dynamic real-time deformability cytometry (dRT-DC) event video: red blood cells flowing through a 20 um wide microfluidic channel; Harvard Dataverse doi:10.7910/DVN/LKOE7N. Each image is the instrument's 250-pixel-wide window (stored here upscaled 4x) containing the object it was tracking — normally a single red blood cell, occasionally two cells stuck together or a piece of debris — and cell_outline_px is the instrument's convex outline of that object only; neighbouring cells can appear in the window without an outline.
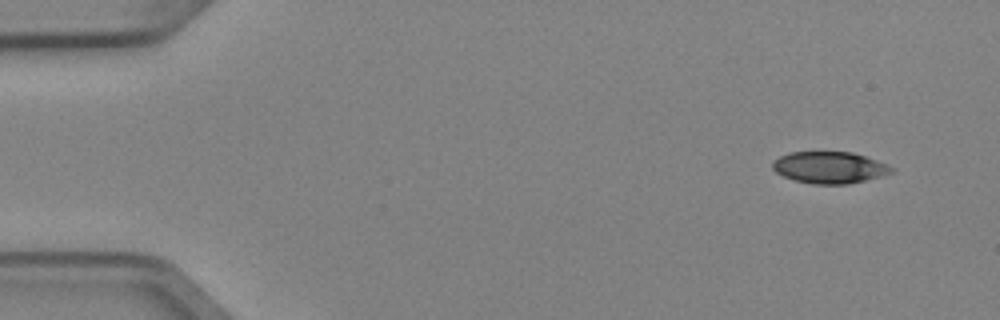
{"species": "Egyptian fruit bat (a non-hibernating species)", "species_latin": "Rousettus aegyptiacus", "temperature_condition": "cold", "stored_images_in_passage": 5, "camera_frame_rate_fps": 3000, "um_per_image_px": 0.085, "animal": {"sex": "female"}, "frame": {"image": 1, "passage_image": 1, "time_ms": 0.0, "image_size_px": [1000, 320], "cell_outline_px": [[896, 172], [848, 184], [812, 184], [796, 180], [784, 176], [776, 172], [772, 168], [772, 160], [780, 156], [792, 152], [852, 152], [888, 164], [896, 168]], "centroid_in_image_um": [70.53, 14.23], "position_along_channel_um": 14.5, "area_um2": 21.96}}
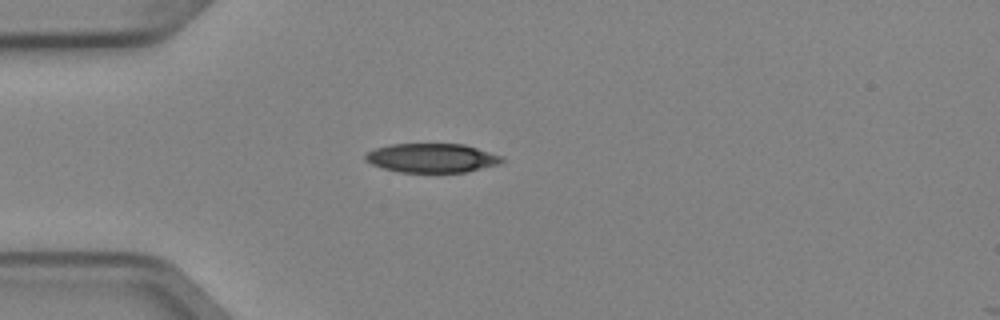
{"frame": {"image": 2, "passage_image": 4, "time_ms": 1.0, "image_size_px": [1000, 320], "cell_outline_px": [[504, 160], [500, 164], [464, 172], [400, 172], [384, 168], [372, 164], [364, 160], [364, 156], [368, 152], [376, 148], [392, 144], [464, 144], [504, 156]], "centroid_in_image_um": [36.73, 13.42], "position_along_channel_um": 48.3, "area_um2": 23.06}}